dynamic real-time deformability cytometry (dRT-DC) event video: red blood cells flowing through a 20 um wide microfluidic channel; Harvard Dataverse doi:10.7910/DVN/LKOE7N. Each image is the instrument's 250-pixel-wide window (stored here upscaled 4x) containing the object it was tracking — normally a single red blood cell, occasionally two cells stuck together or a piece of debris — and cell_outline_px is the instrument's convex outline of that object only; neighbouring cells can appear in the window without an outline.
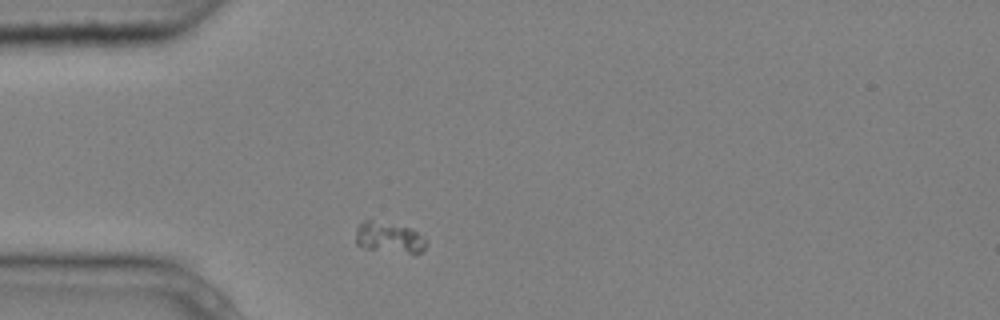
{"species": "common noctule bat (a hibernating species)", "species_latin": "Nyctalus noctula", "temperature_condition": "cold", "stored_images_in_passage": 1, "camera_frame_rate_fps": 3000, "um_per_image_px": 0.085, "animal": {"sex": "male", "body_mass_g": 20.4}, "frame": {"image": 1, "passage_image": 1, "time_ms": 0.0, "image_size_px": [1000, 320], "cell_outline_px": [[428, 244], [424, 252], [416, 256], [364, 248], [356, 244], [356, 228], [364, 220], [372, 220], [408, 228], [416, 232], [428, 240]], "centroid_in_image_um": [33.14, 20.26], "position_along_channel_um": 51.9, "area_um2": 13.06}}